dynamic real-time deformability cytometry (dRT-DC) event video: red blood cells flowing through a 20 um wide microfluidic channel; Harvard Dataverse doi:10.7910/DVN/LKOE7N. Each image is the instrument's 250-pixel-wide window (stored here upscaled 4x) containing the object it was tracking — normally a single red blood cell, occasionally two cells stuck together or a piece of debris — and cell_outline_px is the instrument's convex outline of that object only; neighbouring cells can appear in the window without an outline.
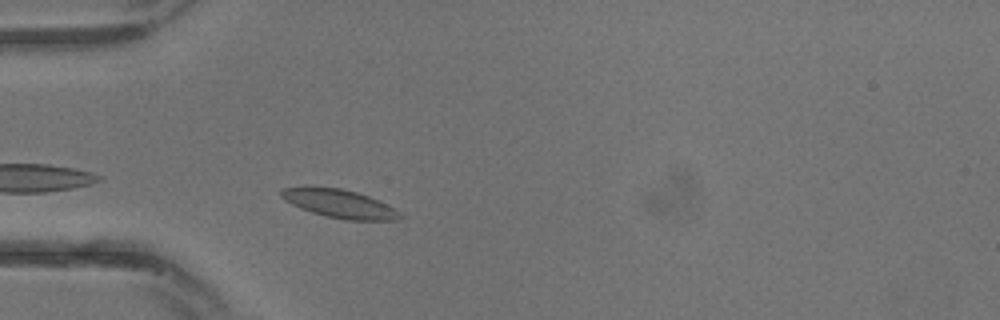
{"species": "common noctule bat (a hibernating species)", "species_latin": "Nyctalus noctula", "temperature_condition": "warm", "stored_images_in_passage": 22, "camera_frame_rate_fps": 3000, "um_per_image_px": 0.085, "animal": {"sex": "male", "body_mass_g": 13.3}, "frame": {"image": 1, "passage_image": 5, "time_ms": 1.333, "image_size_px": [1000, 320], "cell_outline_px": [[404, 216], [396, 220], [344, 220], [312, 212], [300, 208], [284, 200], [280, 196], [280, 192], [284, 188], [340, 188], [356, 192], [368, 196], [400, 212]], "centroid_in_image_um": [28.87, 17.34], "position_along_channel_um": 56.1, "area_um2": 19.02}}
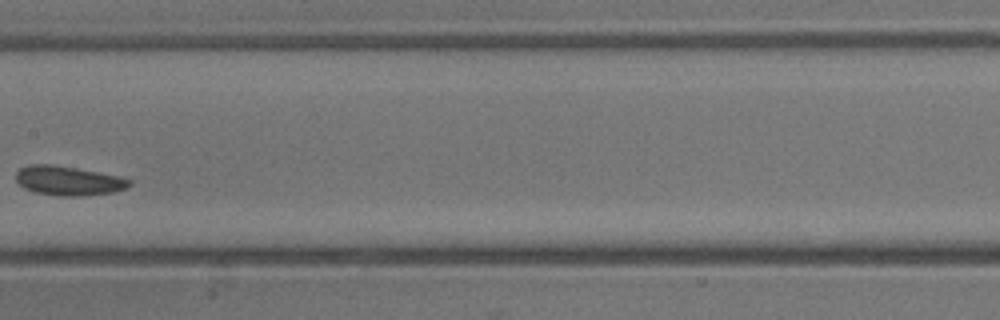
{"frame": {"image": 2, "passage_image": 12, "time_ms": 3.667, "image_size_px": [1000, 320], "cell_outline_px": [[132, 184], [124, 188], [112, 192], [84, 196], [60, 196], [36, 192], [24, 188], [16, 180], [16, 172], [20, 168], [28, 164], [52, 164], [76, 168], [116, 176], [132, 180]], "centroid_in_image_um": [5.77, 15.36], "position_along_channel_um": 201.6, "area_um2": 19.19}}
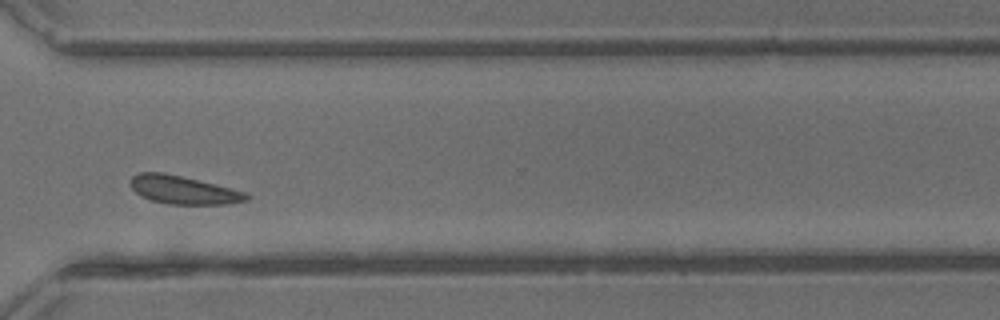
{"frame": {"image": 3, "passage_image": 19, "time_ms": 6.0, "image_size_px": [1000, 320], "cell_outline_px": [[248, 200], [228, 204], [168, 204], [152, 200], [140, 196], [128, 184], [132, 176], [140, 172], [164, 172], [244, 192], [248, 196]], "centroid_in_image_um": [15.5, 16.15], "position_along_channel_um": 355.1, "area_um2": 18.73}}